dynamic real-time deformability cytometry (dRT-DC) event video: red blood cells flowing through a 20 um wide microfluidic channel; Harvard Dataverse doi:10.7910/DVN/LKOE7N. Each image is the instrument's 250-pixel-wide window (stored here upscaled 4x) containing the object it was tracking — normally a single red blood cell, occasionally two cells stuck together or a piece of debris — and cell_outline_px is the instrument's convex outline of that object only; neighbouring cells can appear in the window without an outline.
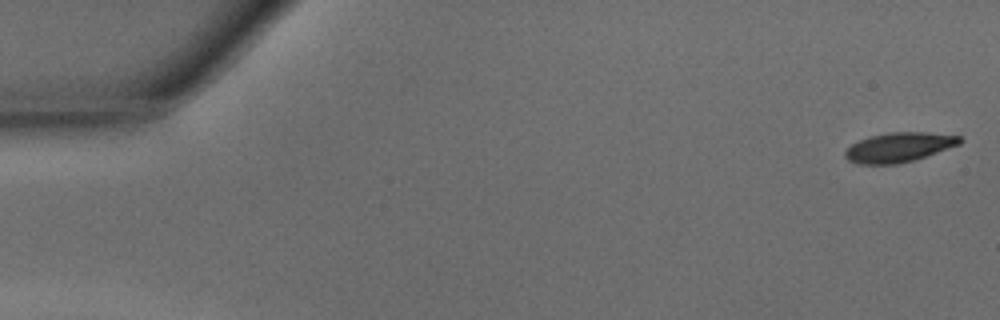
{"species": "common noctule bat (a hibernating species)", "species_latin": "Nyctalus noctula", "temperature_condition": "warm", "stored_images_in_passage": 47, "camera_frame_rate_fps": 3000, "um_per_image_px": 0.085, "animal": {"sex": "male", "body_mass_g": 15.6}, "frame": {"image": 1, "passage_image": 1, "time_ms": 0.0, "image_size_px": [1000, 320], "cell_outline_px": [[964, 140], [960, 144], [912, 160], [896, 164], [856, 164], [848, 160], [844, 156], [844, 152], [852, 144], [860, 140], [872, 136], [888, 132], [924, 132], [960, 136]], "centroid_in_image_um": [76.39, 12.52], "position_along_channel_um": 8.6, "area_um2": 19.48}}
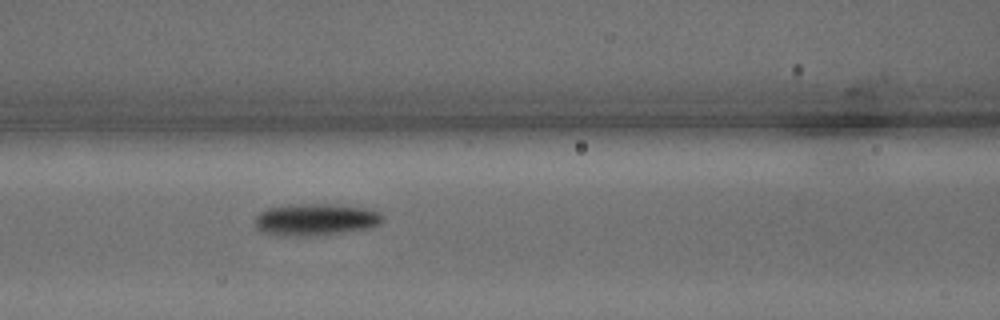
{"frame": {"image": 2, "passage_image": 20, "time_ms": 6.333, "image_size_px": [1000, 320], "cell_outline_px": [[384, 220], [380, 224], [372, 228], [316, 236], [296, 236], [260, 232], [256, 228], [256, 216], [260, 212], [268, 208], [304, 204], [340, 204], [368, 208], [380, 212], [384, 216]], "centroid_in_image_um": [26.92, 18.66], "position_along_channel_um": 139.7, "area_um2": 23.93}}
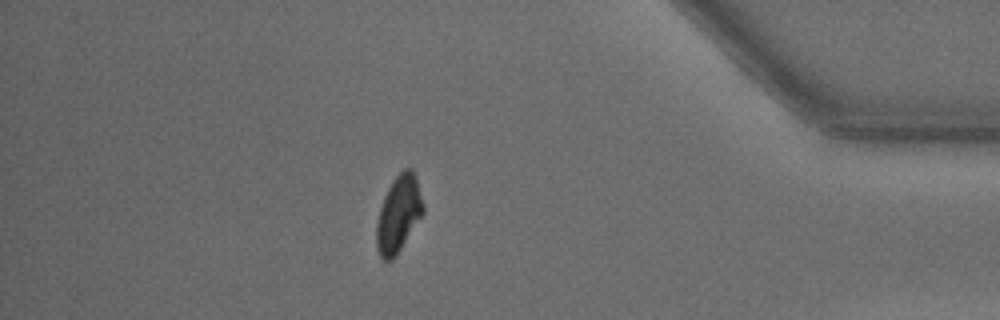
{"frame": {"image": 3, "passage_image": 41, "time_ms": 13.333, "image_size_px": [1000, 320], "cell_outline_px": [[424, 212], [396, 256], [392, 260], [384, 260], [380, 256], [376, 248], [376, 224], [380, 208], [384, 196], [392, 180], [404, 168], [412, 168], [416, 176], [424, 204]], "centroid_in_image_um": [33.88, 18.18], "position_along_channel_um": 401.3, "area_um2": 20.87}, "authors_computed_cell_mechanics": {"area_um2": 21.4438, "velocity_mm_per_s": 4.2927, "shape_relaxation_time_tau1_ms": 2.018, "shape_relaxation_time_tau2_ms": 6.3737, "deformation_change_tau1": 0.1456, "deformation_change_tau2": 0.1331}}